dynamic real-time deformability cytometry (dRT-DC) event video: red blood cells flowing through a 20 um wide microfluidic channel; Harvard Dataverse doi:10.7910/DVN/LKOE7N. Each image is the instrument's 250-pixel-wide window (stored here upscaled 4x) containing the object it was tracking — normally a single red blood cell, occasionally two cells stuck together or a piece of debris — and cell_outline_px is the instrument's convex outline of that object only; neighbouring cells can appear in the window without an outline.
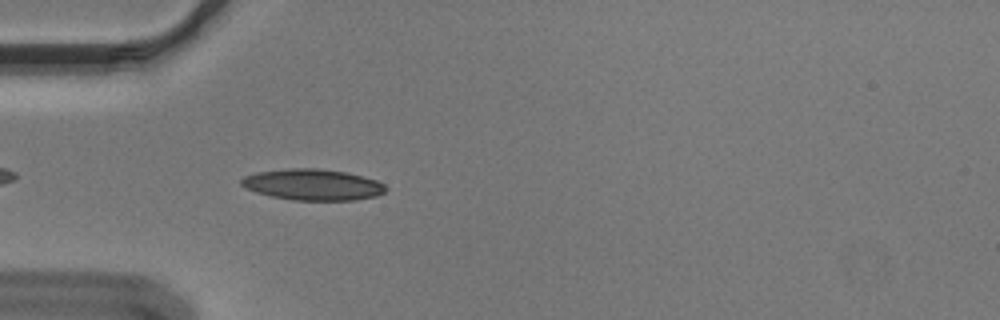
{"species": "Egyptian fruit bat (a non-hibernating species)", "species_latin": "Rousettus aegyptiacus", "temperature_condition": "cold", "stored_images_in_passage": 42, "camera_frame_rate_fps": 3000, "um_per_image_px": 0.085, "animal": {"sex": "male"}, "frame": {"image": 1, "passage_image": 4, "time_ms": 1.0, "image_size_px": [1000, 320], "cell_outline_px": [[388, 188], [384, 192], [376, 196], [356, 200], [292, 200], [272, 196], [256, 192], [244, 188], [240, 184], [240, 180], [244, 176], [256, 172], [288, 168], [316, 168], [344, 172], [376, 180], [384, 184]], "centroid_in_image_um": [26.55, 15.69], "position_along_channel_um": 58.4, "area_um2": 26.18}}
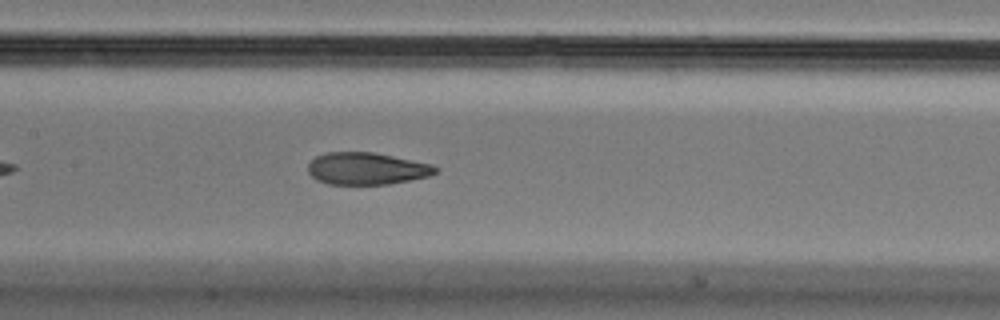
{"frame": {"image": 2, "passage_image": 14, "time_ms": 4.333, "image_size_px": [1000, 320], "cell_outline_px": [[440, 168], [436, 172], [428, 176], [388, 184], [328, 184], [316, 180], [308, 172], [308, 164], [316, 156], [324, 152], [372, 152], [432, 164]], "centroid_in_image_um": [31.14, 14.32], "position_along_channel_um": 176.3, "area_um2": 23.76}}
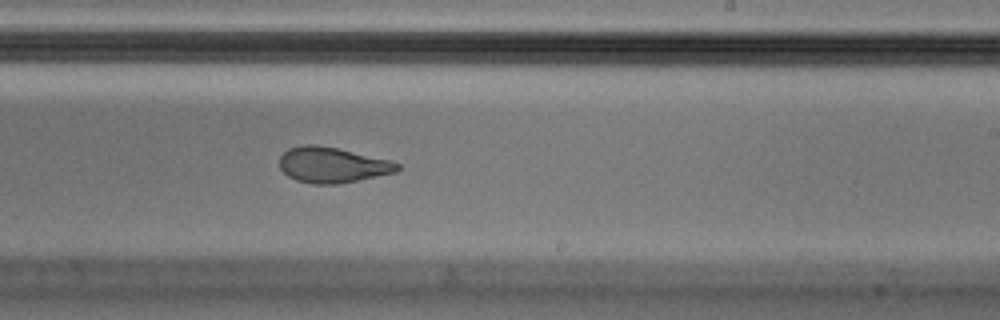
{"frame": {"image": 3, "passage_image": 21, "time_ms": 6.667, "image_size_px": [1000, 320], "cell_outline_px": [[400, 168], [396, 172], [336, 184], [312, 184], [296, 180], [288, 176], [280, 168], [280, 156], [288, 148], [304, 144], [316, 144], [336, 148], [392, 160], [400, 164]], "centroid_in_image_um": [28.24, 14.01], "position_along_channel_um": 260.8, "area_um2": 24.33}, "authors_computed_cell_mechanics": {"area_um2": 25.3742, "velocity_mm_per_s": 3.6379, "shape_relaxation_time_tau1_ms": 9.1163, "shape_relaxation_time_tau2_ms": 1.7212, "deformation_change_tau1": 0.2454, "deformation_change_tau2": 0.0929}}